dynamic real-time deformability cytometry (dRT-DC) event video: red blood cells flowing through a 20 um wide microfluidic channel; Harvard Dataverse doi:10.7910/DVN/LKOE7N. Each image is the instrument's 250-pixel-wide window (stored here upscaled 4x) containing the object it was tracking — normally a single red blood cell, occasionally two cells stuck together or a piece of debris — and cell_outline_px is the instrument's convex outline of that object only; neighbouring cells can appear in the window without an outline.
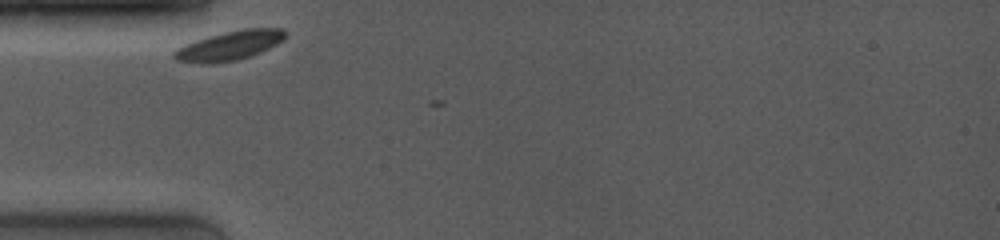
{"species": "common noctule bat (a hibernating species)", "species_latin": "Nyctalus noctula", "temperature_condition": "room temperature", "stored_images_in_passage": 2, "camera_frame_rate_fps": 4000, "um_per_image_px": 0.085, "animal": {"sex": "female", "body_mass_g": 19.0, "forearm_length_mm": 53.3}, "frame": {"image": 1, "passage_image": 1, "time_ms": 0.0, "image_size_px": [1000, 240], "cell_outline_px": [[284, 40], [260, 52], [236, 60], [208, 64], [204, 64], [176, 60], [172, 56], [172, 52], [184, 44], [208, 36], [224, 32], [244, 28], [280, 28], [284, 32]], "centroid_in_image_um": [19.46, 3.87], "position_along_channel_um": 65.5, "area_um2": 18.79}}